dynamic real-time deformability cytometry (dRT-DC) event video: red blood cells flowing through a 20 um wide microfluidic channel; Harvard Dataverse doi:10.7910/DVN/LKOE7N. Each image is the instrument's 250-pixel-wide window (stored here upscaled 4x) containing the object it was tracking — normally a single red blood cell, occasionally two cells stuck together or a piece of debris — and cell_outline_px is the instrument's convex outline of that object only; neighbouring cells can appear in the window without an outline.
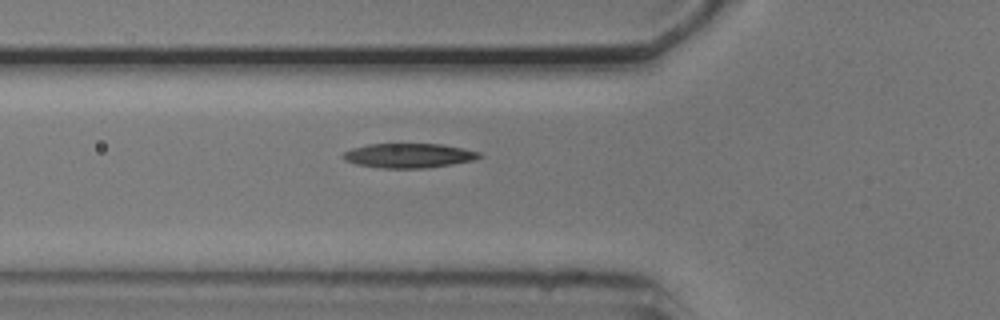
{"species": "common noctule bat (a hibernating species)", "species_latin": "Nyctalus noctula", "temperature_condition": "cold", "stored_images_in_passage": 4, "camera_frame_rate_fps": 3000, "um_per_image_px": 0.085, "animal": {"sex": "male", "body_mass_g": 20.5, "forearm_length_mm": 52.5}, "frame": {"image": 1, "passage_image": 4, "time_ms": 5.0, "image_size_px": [1000, 320], "cell_outline_px": [[484, 156], [476, 160], [428, 168], [380, 168], [356, 164], [344, 160], [340, 156], [344, 152], [352, 148], [368, 144], [440, 144], [464, 148], [480, 152]], "centroid_in_image_um": [34.76, 13.23], "position_along_channel_um": 91.0, "area_um2": 19.65}}